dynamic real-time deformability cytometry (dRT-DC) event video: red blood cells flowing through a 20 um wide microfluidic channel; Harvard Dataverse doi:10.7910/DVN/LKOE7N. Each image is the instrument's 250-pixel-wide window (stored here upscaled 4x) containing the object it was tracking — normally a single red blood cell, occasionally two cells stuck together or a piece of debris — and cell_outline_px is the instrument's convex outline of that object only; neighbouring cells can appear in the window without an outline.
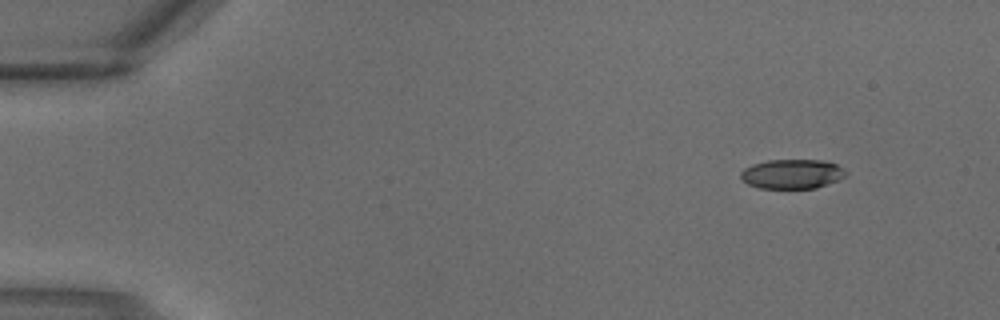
{"species": "common noctule bat (a hibernating species)", "species_latin": "Nyctalus noctula", "temperature_condition": "warm", "stored_images_in_passage": 3, "camera_frame_rate_fps": 3000, "um_per_image_px": 0.085, "animal": {"sex": "male", "body_mass_g": 18.8}, "frame": {"image": 1, "passage_image": 1, "time_ms": 0.0, "image_size_px": [1000, 320], "cell_outline_px": [[848, 172], [840, 180], [816, 188], [760, 188], [748, 184], [740, 176], [740, 172], [744, 168], [752, 164], [768, 160], [824, 160], [836, 164]], "centroid_in_image_um": [67.34, 14.78], "position_along_channel_um": 17.7, "area_um2": 18.09}}